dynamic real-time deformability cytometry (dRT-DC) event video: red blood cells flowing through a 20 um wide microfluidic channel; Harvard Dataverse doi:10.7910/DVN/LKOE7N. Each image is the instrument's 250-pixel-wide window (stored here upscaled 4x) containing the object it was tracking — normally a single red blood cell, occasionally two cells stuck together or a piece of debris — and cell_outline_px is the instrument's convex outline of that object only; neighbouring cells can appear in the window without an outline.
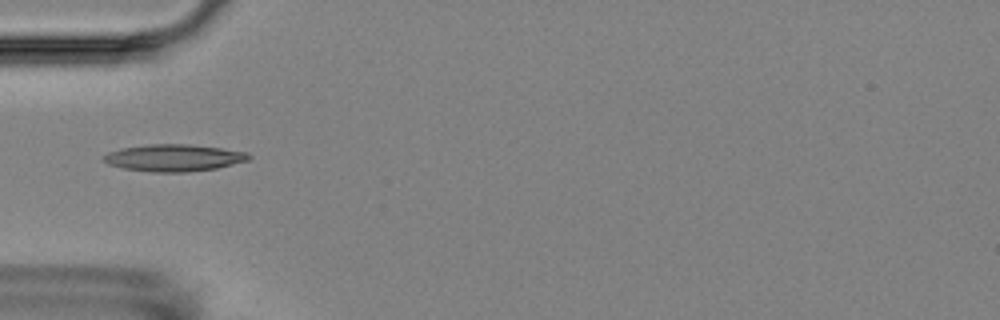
{"species": "Egyptian fruit bat (a non-hibernating species)", "species_latin": "Rousettus aegyptiacus", "temperature_condition": "room temperature", "stored_images_in_passage": 11, "camera_frame_rate_fps": 3000, "um_per_image_px": 0.085, "animal": {"sex": "female"}, "frame": {"image": 1, "passage_image": 1, "time_ms": 0.0, "image_size_px": [1000, 320], "cell_outline_px": [[252, 156], [248, 160], [216, 168], [188, 172], [152, 172], [124, 168], [108, 164], [100, 156], [108, 152], [120, 148], [148, 144], [188, 144], [220, 148], [248, 152]], "centroid_in_image_um": [14.75, 13.41], "position_along_channel_um": 70.3, "area_um2": 22.83}}
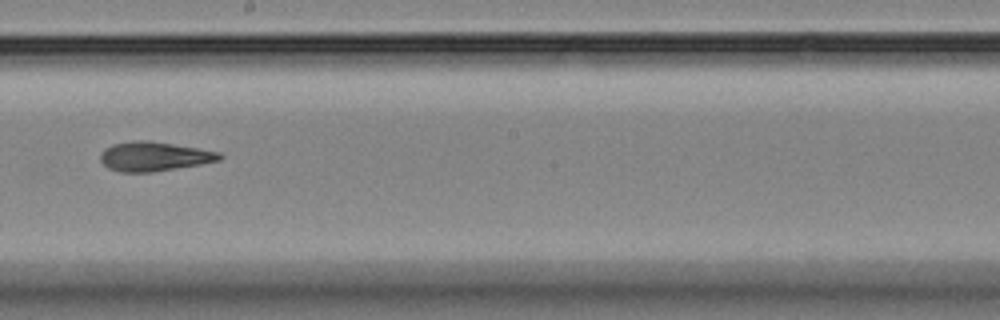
{"frame": {"image": 2, "passage_image": 5, "time_ms": 4.667, "image_size_px": [1000, 320], "cell_outline_px": [[224, 156], [220, 160], [200, 164], [152, 172], [120, 172], [108, 168], [100, 160], [100, 152], [104, 148], [112, 144], [132, 140], [148, 140], [220, 152]], "centroid_in_image_um": [13.06, 13.29], "position_along_channel_um": 235.1, "area_um2": 20.35}}
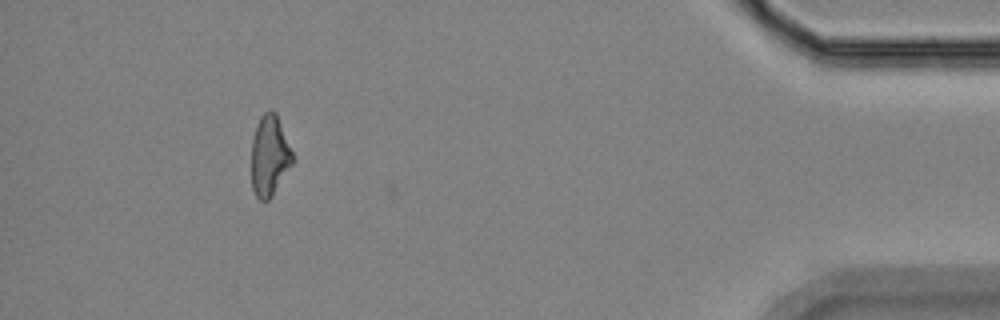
{"frame": {"image": 3, "passage_image": 10, "time_ms": 11.333, "image_size_px": [1000, 320], "cell_outline_px": [[292, 164], [268, 200], [260, 200], [256, 196], [252, 188], [252, 140], [256, 124], [260, 116], [268, 108], [272, 108], [276, 112], [292, 152]], "centroid_in_image_um": [22.89, 13.17], "position_along_channel_um": 412.3, "area_um2": 19.07}, "authors_computed_cell_mechanics": {"area_um2": 20.0566, "velocity_mm_per_s": 3.5219, "shape_relaxation_time_tau1_ms": null, "shape_relaxation_time_tau2_ms": 2.9999, "deformation_change_tau1": null, "deformation_change_tau2": 0.1174}}